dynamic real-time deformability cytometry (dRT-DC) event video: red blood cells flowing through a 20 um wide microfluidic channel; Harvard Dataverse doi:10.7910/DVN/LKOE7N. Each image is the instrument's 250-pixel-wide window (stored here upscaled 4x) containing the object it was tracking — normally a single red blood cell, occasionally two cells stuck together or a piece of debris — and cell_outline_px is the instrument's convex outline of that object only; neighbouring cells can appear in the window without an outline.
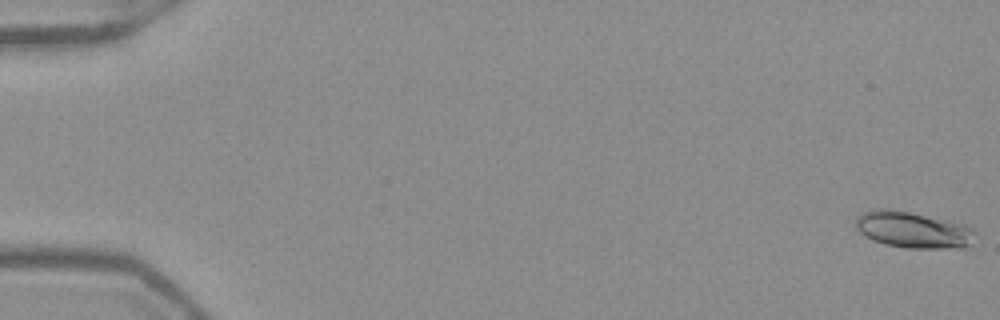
{"species": "Egyptian fruit bat (a non-hibernating species)", "species_latin": "Rousettus aegyptiacus", "temperature_condition": "warm", "stored_images_in_passage": 53, "camera_frame_rate_fps": 3000, "um_per_image_px": 0.085, "frame": {"image": 1, "passage_image": 1, "time_ms": 0.0, "image_size_px": [1000, 320], "cell_outline_px": [[972, 244], [964, 248], [908, 248], [884, 244], [872, 240], [864, 236], [856, 228], [856, 220], [864, 212], [880, 208], [884, 208], [908, 212], [964, 224], [972, 228]], "centroid_in_image_um": [77.59, 19.55], "position_along_channel_um": 7.4, "area_um2": 24.91}}
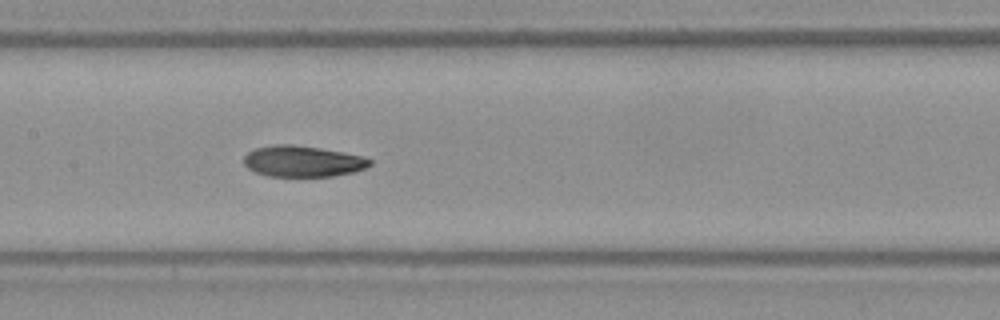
{"frame": {"image": 2, "passage_image": 27, "time_ms": 8.667, "image_size_px": [1000, 320], "cell_outline_px": [[372, 164], [364, 168], [352, 172], [332, 176], [268, 176], [256, 172], [248, 168], [244, 164], [244, 156], [248, 152], [256, 148], [272, 144], [292, 144], [320, 148], [344, 152], [364, 156], [372, 160]], "centroid_in_image_um": [25.73, 13.7], "position_along_channel_um": 181.7, "area_um2": 22.83}}
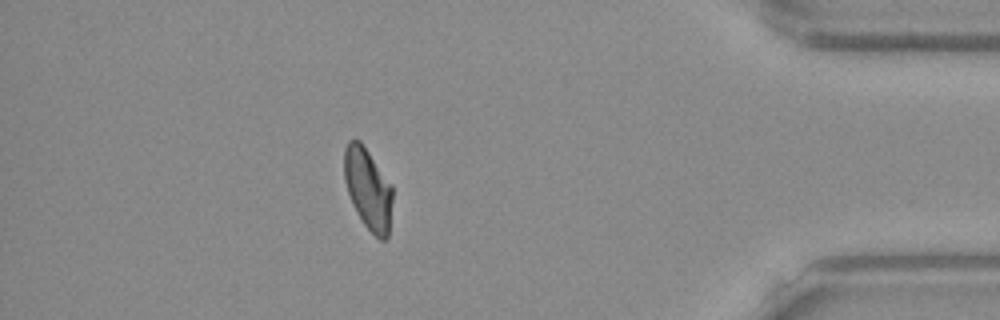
{"frame": {"image": 3, "passage_image": 47, "time_ms": 15.333, "image_size_px": [1000, 320], "cell_outline_px": [[392, 200], [388, 236], [384, 240], [380, 240], [364, 224], [352, 204], [344, 180], [344, 148], [348, 140], [360, 140], [392, 184]], "centroid_in_image_um": [31.28, 16.02], "position_along_channel_um": 403.9, "area_um2": 22.83}, "authors_computed_cell_mechanics": {"area_um2": 23.2934, "velocity_mm_per_s": 3.9355, "shape_relaxation_time_tau1_ms": 4.8487, "shape_relaxation_time_tau2_ms": 4.9621, "deformation_change_tau1": 0.1602, "deformation_change_tau2": 0.1068}}